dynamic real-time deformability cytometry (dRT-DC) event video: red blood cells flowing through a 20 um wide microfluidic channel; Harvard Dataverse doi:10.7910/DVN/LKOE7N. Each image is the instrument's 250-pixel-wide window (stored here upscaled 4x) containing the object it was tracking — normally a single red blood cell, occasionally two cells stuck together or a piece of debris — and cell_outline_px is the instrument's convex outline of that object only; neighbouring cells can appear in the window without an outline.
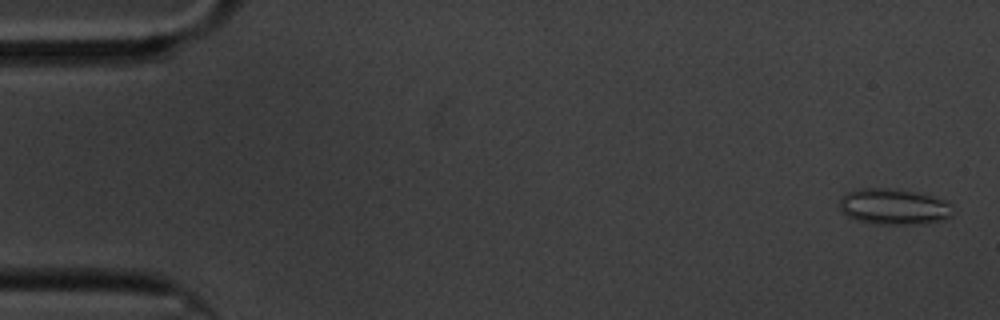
{"species": "common noctule bat (a hibernating species)", "species_latin": "Nyctalus noctula", "temperature_condition": "cold", "stored_images_in_passage": 59, "camera_frame_rate_fps": 3000, "um_per_image_px": 0.085, "animal": {"sex": "male", "body_mass_g": 20.1, "forearm_length_mm": 53.5}, "frame": {"image": 1, "passage_image": 2, "time_ms": 0.333, "image_size_px": [1000, 320], "cell_outline_px": [[948, 216], [940, 220], [924, 224], [876, 224], [860, 220], [848, 216], [840, 208], [840, 200], [848, 192], [860, 188], [892, 188], [916, 192], [932, 196], [944, 200], [948, 204]], "centroid_in_image_um": [75.92, 17.55], "position_along_channel_um": 9.1, "area_um2": 23.12}}
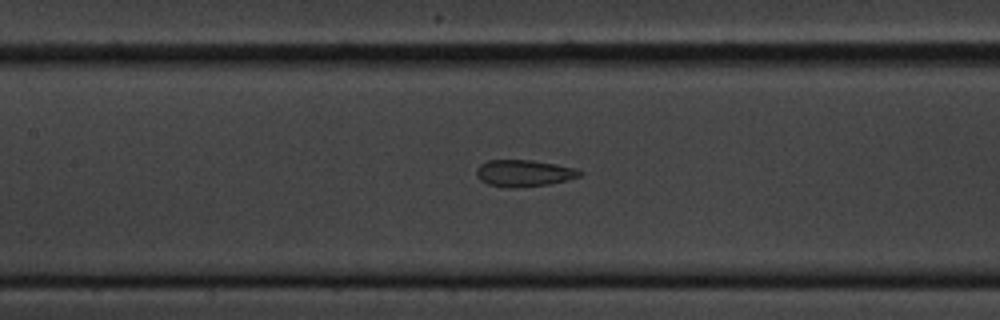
{"frame": {"image": 2, "passage_image": 27, "time_ms": 8.667, "image_size_px": [1000, 320], "cell_outline_px": [[584, 172], [580, 176], [548, 184], [516, 188], [508, 188], [488, 184], [480, 180], [476, 176], [476, 168], [480, 164], [488, 160], [532, 160], [556, 164], [576, 168]], "centroid_in_image_um": [44.5, 14.72], "position_along_channel_um": 162.9, "area_um2": 16.13}}
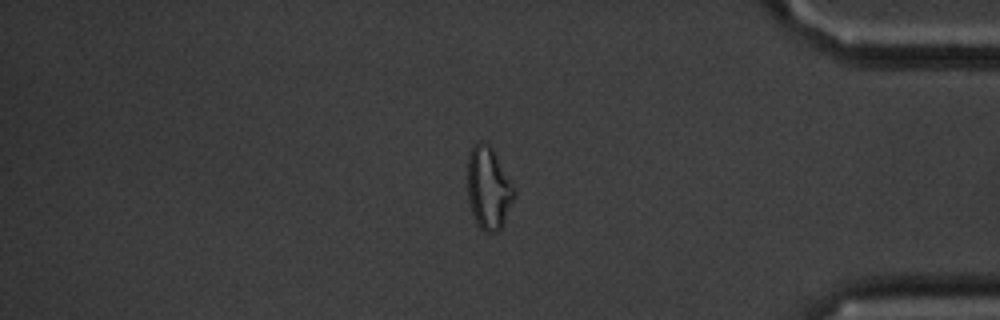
{"frame": {"image": 3, "passage_image": 50, "time_ms": 16.333, "image_size_px": [1000, 320], "cell_outline_px": [[516, 196], [500, 228], [496, 232], [484, 232], [476, 224], [468, 200], [468, 156], [472, 144], [476, 140], [480, 140], [488, 144], [492, 148], [516, 188]], "centroid_in_image_um": [41.52, 15.96], "position_along_channel_um": 393.7, "area_um2": 22.66}, "authors_computed_cell_mechanics": {"area_um2": 18.5538, "velocity_mm_per_s": 3.3661, "shape_relaxation_time_tau1_ms": null, "shape_relaxation_time_tau2_ms": 2.936, "deformation_change_tau1": null, "deformation_change_tau2": 0.1229}}